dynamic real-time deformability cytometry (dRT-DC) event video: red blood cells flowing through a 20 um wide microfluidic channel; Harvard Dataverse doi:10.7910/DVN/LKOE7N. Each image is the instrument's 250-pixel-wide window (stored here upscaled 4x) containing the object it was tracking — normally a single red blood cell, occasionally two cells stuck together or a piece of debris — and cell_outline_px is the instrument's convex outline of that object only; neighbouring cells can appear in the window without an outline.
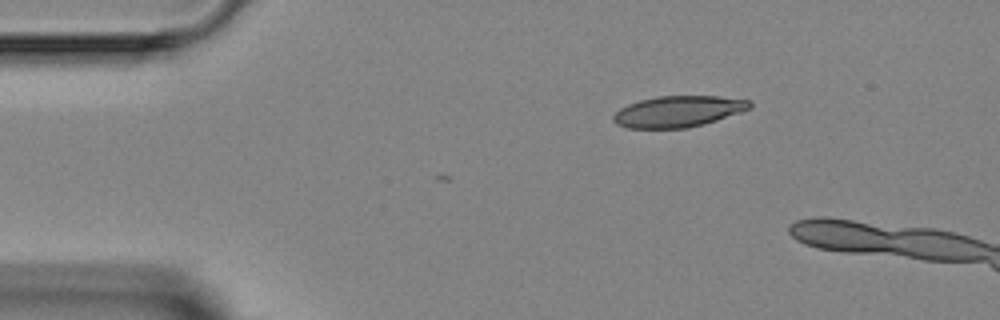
{"species": "Egyptian fruit bat (a non-hibernating species)", "species_latin": "Rousettus aegyptiacus", "temperature_condition": "room temperature", "stored_images_in_passage": 3, "camera_frame_rate_fps": 3000, "um_per_image_px": 0.085, "animal": {"sex": "female"}, "frame": {"image": 1, "passage_image": 1, "time_ms": 0.0, "image_size_px": [1000, 320], "cell_outline_px": [[752, 108], [704, 124], [688, 128], [628, 128], [616, 124], [612, 120], [612, 116], [620, 108], [628, 104], [640, 100], [656, 96], [720, 96], [752, 100]], "centroid_in_image_um": [57.65, 9.47], "position_along_channel_um": 27.3, "area_um2": 24.91}}